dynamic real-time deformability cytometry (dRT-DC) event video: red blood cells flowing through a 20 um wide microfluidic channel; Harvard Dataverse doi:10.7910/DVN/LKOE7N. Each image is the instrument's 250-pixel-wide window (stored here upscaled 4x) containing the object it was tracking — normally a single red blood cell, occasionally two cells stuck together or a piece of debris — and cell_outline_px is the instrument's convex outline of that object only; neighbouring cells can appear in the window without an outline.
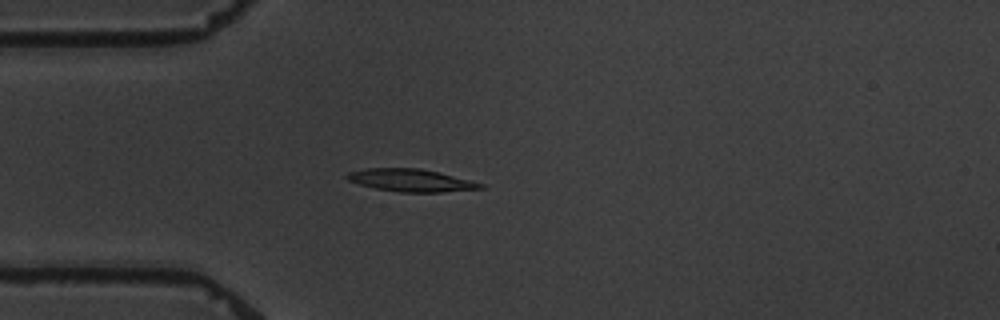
{"species": "common noctule bat (a hibernating species)", "species_latin": "Nyctalus noctula", "temperature_condition": "warm", "stored_images_in_passage": 4, "camera_frame_rate_fps": 3000, "um_per_image_px": 0.085, "animal": {"sex": "male", "body_mass_g": 19.5, "forearm_length_mm": 54.6}, "frame": {"image": 1, "passage_image": 4, "time_ms": 4.667, "image_size_px": [1000, 320], "cell_outline_px": [[484, 188], [440, 192], [400, 192], [376, 188], [360, 184], [348, 180], [344, 176], [348, 172], [368, 168], [420, 168], [484, 184]], "centroid_in_image_um": [34.88, 15.32], "position_along_channel_um": 50.1, "area_um2": 17.17}}